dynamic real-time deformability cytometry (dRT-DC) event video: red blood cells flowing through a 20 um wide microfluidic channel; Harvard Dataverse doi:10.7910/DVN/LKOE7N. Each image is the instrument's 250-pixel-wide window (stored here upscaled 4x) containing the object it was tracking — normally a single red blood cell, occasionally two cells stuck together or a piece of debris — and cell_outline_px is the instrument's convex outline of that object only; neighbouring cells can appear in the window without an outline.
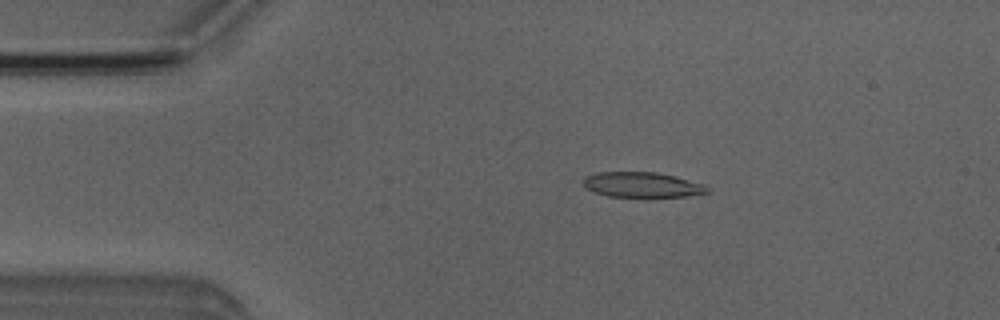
{"species": "Egyptian fruit bat (a non-hibernating species)", "species_latin": "Rousettus aegyptiacus", "temperature_condition": "room temperature", "stored_images_in_passage": 6, "camera_frame_rate_fps": 3000, "um_per_image_px": 0.085, "animal": {"sex": "male"}, "frame": {"image": 1, "passage_image": 3, "time_ms": 2.333, "image_size_px": [1000, 320], "cell_outline_px": [[712, 192], [688, 196], [608, 196], [584, 188], [584, 176], [596, 172], [656, 172], [676, 176], [704, 184], [712, 188]], "centroid_in_image_um": [54.63, 15.69], "position_along_channel_um": 30.4, "area_um2": 18.26}}